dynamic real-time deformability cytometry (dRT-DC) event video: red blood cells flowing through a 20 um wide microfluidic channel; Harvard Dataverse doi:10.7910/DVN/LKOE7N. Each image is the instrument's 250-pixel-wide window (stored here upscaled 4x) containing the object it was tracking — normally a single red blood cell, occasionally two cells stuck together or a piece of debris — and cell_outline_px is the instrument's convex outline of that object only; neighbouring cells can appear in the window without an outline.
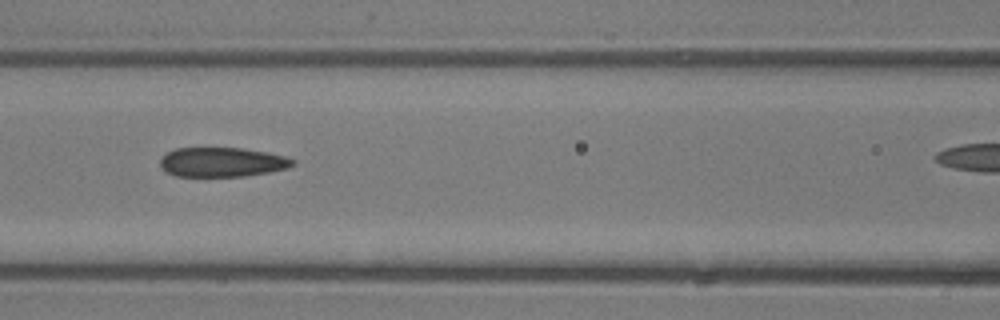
{"species": "common noctule bat (a hibernating species)", "species_latin": "Nyctalus noctula", "temperature_condition": "room temperature", "stored_images_in_passage": 7, "camera_frame_rate_fps": 3000, "um_per_image_px": 0.085, "animal": {"sex": "male", "body_mass_g": 13.3}, "frame": {"image": 1, "passage_image": 5, "time_ms": 4.667, "image_size_px": [1000, 320], "cell_outline_px": [[296, 164], [288, 168], [268, 172], [244, 176], [176, 176], [164, 172], [160, 168], [160, 160], [168, 152], [176, 148], [244, 148], [268, 152], [288, 156], [296, 160]], "centroid_in_image_um": [18.91, 13.78], "position_along_channel_um": 147.7, "area_um2": 23.0}}
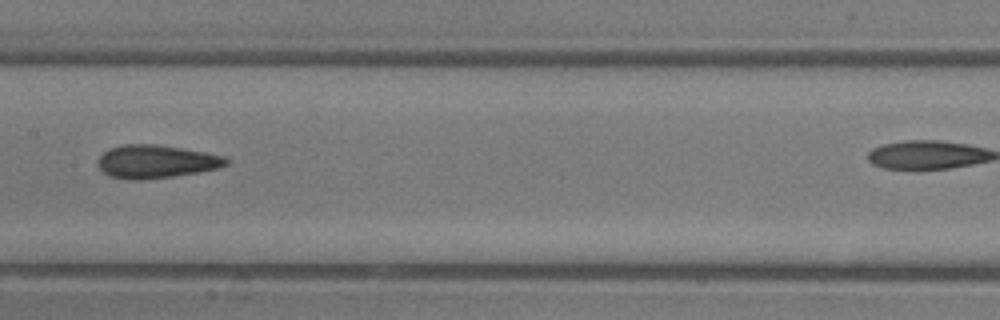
{"frame": {"image": 2, "passage_image": 6, "time_ms": 5.667, "image_size_px": [1000, 320], "cell_outline_px": [[228, 164], [220, 168], [172, 176], [140, 180], [136, 180], [108, 176], [100, 168], [100, 156], [108, 148], [124, 144], [156, 144], [204, 152], [224, 156], [228, 160]], "centroid_in_image_um": [13.27, 13.72], "position_along_channel_um": 194.1, "area_um2": 24.45}}